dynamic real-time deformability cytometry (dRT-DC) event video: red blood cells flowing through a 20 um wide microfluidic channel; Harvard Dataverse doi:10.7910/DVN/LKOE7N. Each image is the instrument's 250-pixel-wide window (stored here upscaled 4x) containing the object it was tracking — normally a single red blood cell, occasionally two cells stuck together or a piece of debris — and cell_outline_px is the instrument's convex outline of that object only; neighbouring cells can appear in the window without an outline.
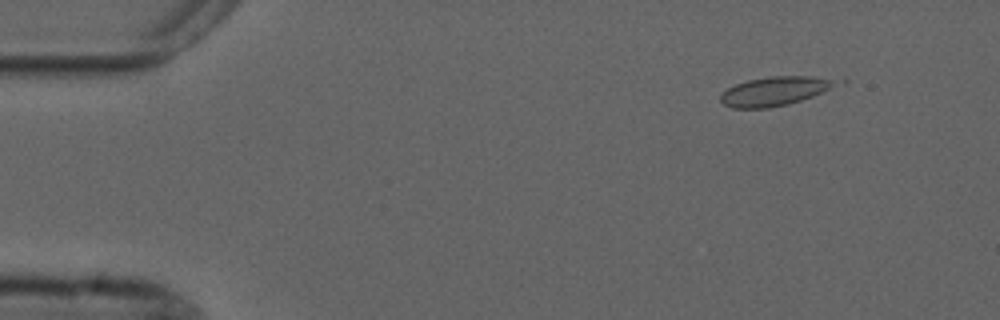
{"species": "common noctule bat (a hibernating species)", "species_latin": "Nyctalus noctula", "temperature_condition": "cold", "stored_images_in_passage": 2, "camera_frame_rate_fps": 3000, "um_per_image_px": 0.085, "animal": {"sex": "male", "forearm_length_mm": 52.5}, "frame": {"image": 1, "passage_image": 1, "time_ms": 0.0, "image_size_px": [1000, 320], "cell_outline_px": [[836, 84], [812, 96], [788, 104], [768, 108], [732, 108], [724, 104], [720, 100], [720, 96], [728, 88], [736, 84], [748, 80], [768, 76], [812, 76], [832, 80]], "centroid_in_image_um": [65.74, 7.76], "position_along_channel_um": 19.3, "area_um2": 18.96}}